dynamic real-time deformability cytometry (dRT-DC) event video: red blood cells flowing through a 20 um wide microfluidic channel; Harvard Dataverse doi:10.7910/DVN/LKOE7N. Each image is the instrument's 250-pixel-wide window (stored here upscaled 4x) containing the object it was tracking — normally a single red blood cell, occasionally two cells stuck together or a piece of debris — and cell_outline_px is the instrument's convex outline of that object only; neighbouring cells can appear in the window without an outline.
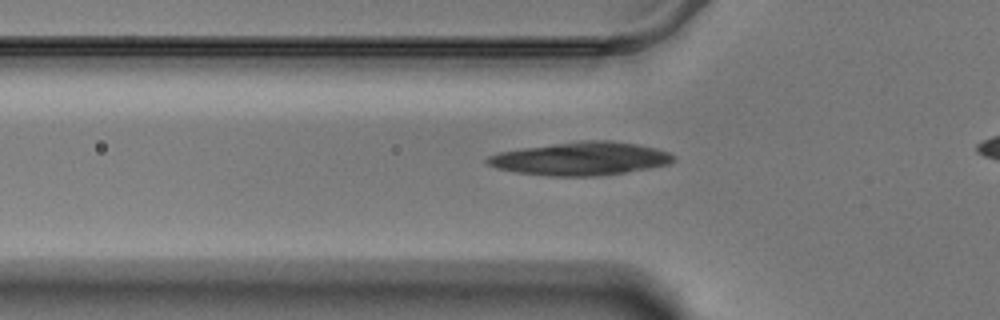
{"species": "Egyptian fruit bat (a non-hibernating species)", "species_latin": "Rousettus aegyptiacus", "temperature_condition": "warm", "stored_images_in_passage": 45, "camera_frame_rate_fps": 3000, "um_per_image_px": 0.085, "animal": {"sex": "male"}, "frame": {"image": 1, "passage_image": 14, "time_ms": 4.333, "image_size_px": [1000, 320], "cell_outline_px": [[676, 156], [668, 164], [648, 168], [624, 172], [592, 176], [552, 176], [516, 172], [496, 168], [488, 164], [484, 160], [488, 156], [500, 152], [524, 148], [580, 140], [612, 140], [636, 144], [656, 148], [668, 152]], "centroid_in_image_um": [49.35, 13.48], "position_along_channel_um": 76.5, "area_um2": 35.72}}
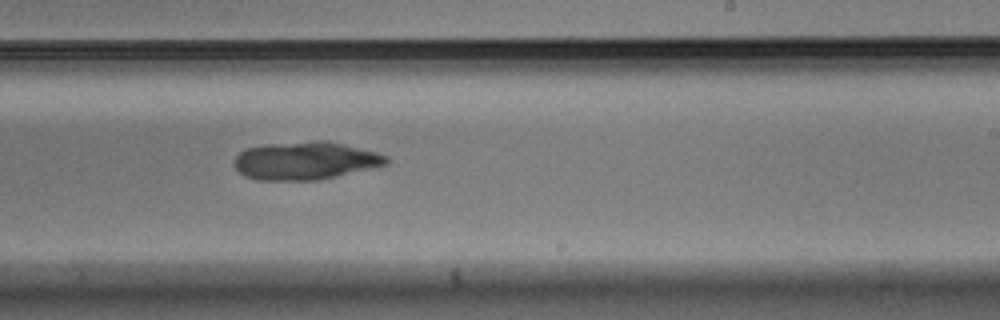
{"frame": {"image": 2, "passage_image": 30, "time_ms": 9.667, "image_size_px": [1000, 320], "cell_outline_px": [[392, 160], [388, 164], [376, 168], [316, 180], [256, 180], [244, 176], [236, 168], [236, 156], [244, 148], [268, 144], [316, 140], [324, 140], [344, 144], [376, 152], [388, 156]], "centroid_in_image_um": [26.01, 13.66], "position_along_channel_um": 263.0, "area_um2": 33.81}}
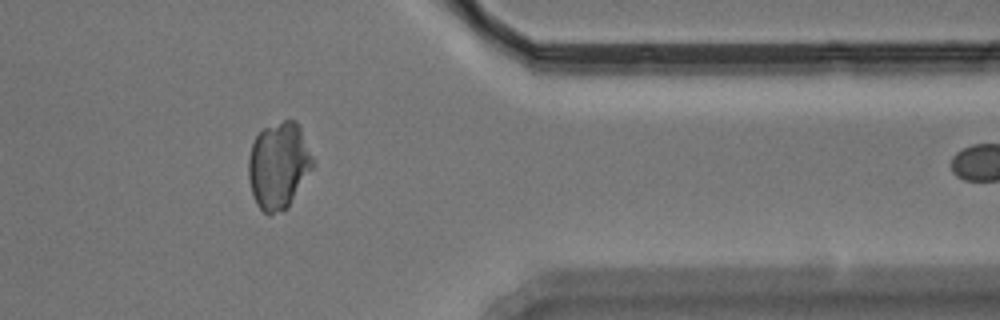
{"frame": {"image": 3, "passage_image": 42, "time_ms": 13.667, "image_size_px": [1000, 320], "cell_outline_px": [[316, 164], [288, 208], [284, 212], [268, 216], [256, 204], [252, 196], [248, 180], [248, 160], [252, 144], [256, 136], [264, 128], [284, 120], [296, 120], [316, 160]], "centroid_in_image_um": [23.71, 14.12], "position_along_channel_um": 387.7, "area_um2": 33.23}}